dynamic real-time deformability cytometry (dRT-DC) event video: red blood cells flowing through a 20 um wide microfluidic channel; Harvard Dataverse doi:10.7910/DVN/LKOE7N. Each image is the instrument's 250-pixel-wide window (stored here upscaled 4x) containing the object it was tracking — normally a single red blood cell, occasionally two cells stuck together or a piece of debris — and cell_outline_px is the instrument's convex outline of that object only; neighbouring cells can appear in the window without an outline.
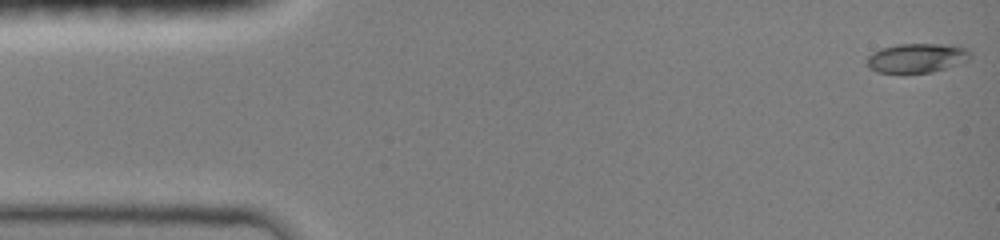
{"species": "common noctule bat (a hibernating species)", "species_latin": "Nyctalus noctula", "temperature_condition": "room temperature", "stored_images_in_passage": 47, "camera_frame_rate_fps": 3000, "um_per_image_px": 0.085, "animal": {"sex": "female", "body_mass_g": 19.0, "forearm_length_mm": 51.5}, "frame": {"image": 1, "passage_image": 1, "time_ms": 0.0, "image_size_px": [1000, 240], "cell_outline_px": [[972, 56], [968, 60], [932, 72], [876, 72], [868, 68], [868, 56], [872, 52], [884, 48], [900, 44], [940, 44], [964, 48]], "centroid_in_image_um": [77.89, 4.93], "position_along_channel_um": 7.1, "area_um2": 17.11}}
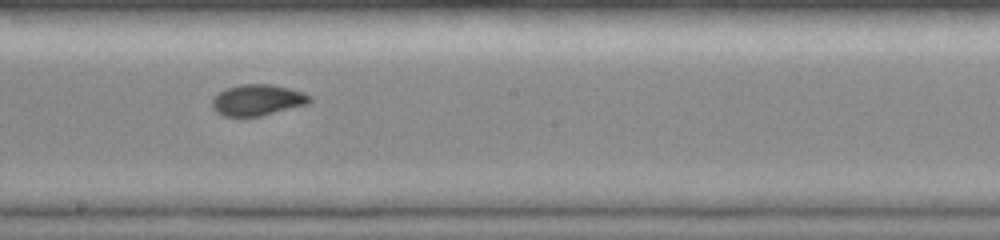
{"frame": {"image": 2, "passage_image": 26, "time_ms": 8.333, "image_size_px": [1000, 240], "cell_outline_px": [[312, 100], [308, 104], [260, 116], [224, 116], [216, 112], [212, 108], [212, 96], [228, 88], [240, 84], [272, 84], [304, 92], [312, 96]], "centroid_in_image_um": [21.89, 8.5], "position_along_channel_um": 226.3, "area_um2": 17.74}}
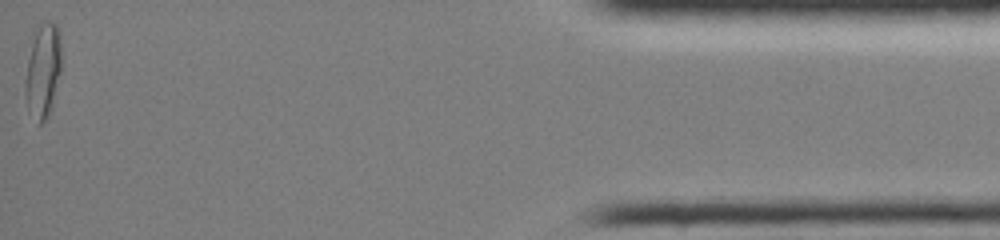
{"frame": {"image": 3, "passage_image": 47, "time_ms": 15.333, "image_size_px": [1000, 240], "cell_outline_px": [[60, 72], [52, 104], [48, 116], [40, 124], [36, 124], [28, 104], [24, 92], [24, 84], [28, 60], [32, 44], [36, 32], [40, 24], [44, 20], [52, 20], [56, 24], [60, 32]], "centroid_in_image_um": [3.66, 5.98], "position_along_channel_um": 431.5, "area_um2": 19.48}, "authors_computed_cell_mechanics": {"area_um2": 17.2822, "velocity_mm_per_s": 4.0799, "shape_relaxation_time_tau1_ms": 6.6936, "shape_relaxation_time_tau2_ms": 1.2078, "deformation_change_tau1": 0.2152, "deformation_change_tau2": 0.022}}